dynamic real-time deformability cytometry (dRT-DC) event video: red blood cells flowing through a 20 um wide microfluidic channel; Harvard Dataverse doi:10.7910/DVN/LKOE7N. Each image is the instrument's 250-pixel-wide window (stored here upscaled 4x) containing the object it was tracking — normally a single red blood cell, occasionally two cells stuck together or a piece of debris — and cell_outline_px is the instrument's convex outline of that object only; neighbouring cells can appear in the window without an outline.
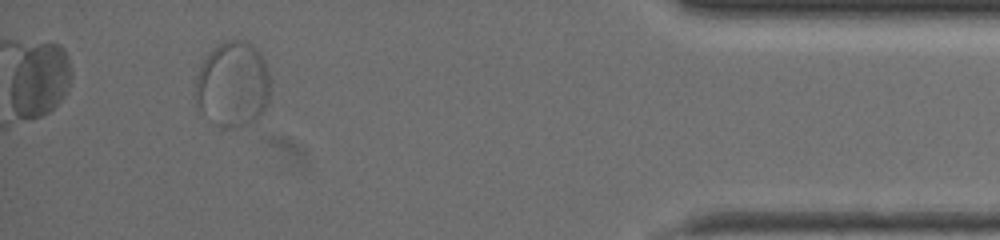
{"species": "common noctule bat (a hibernating species)", "species_latin": "Nyctalus noctula", "temperature_condition": "warm", "stored_images_in_passage": 37, "segment_of_instrument_passage": [2, 2], "camera_frame_rate_fps": 3000, "um_per_image_px": 0.085, "animal": {"sex": "female", "body_mass_g": 19.5, "forearm_length_mm": 54.1}, "frame": {"image": 1, "passage_image": 34, "time_ms": 11.0, "image_size_px": [1000, 240], "cell_outline_px": [[272, 80], [268, 100], [260, 116], [256, 120], [240, 128], [220, 128], [196, 112], [196, 76], [204, 60], [220, 44], [228, 40], [244, 40], [252, 44], [260, 52], [264, 60]], "centroid_in_image_um": [19.79, 7.24], "position_along_channel_um": 415.4, "area_um2": 38.03}}